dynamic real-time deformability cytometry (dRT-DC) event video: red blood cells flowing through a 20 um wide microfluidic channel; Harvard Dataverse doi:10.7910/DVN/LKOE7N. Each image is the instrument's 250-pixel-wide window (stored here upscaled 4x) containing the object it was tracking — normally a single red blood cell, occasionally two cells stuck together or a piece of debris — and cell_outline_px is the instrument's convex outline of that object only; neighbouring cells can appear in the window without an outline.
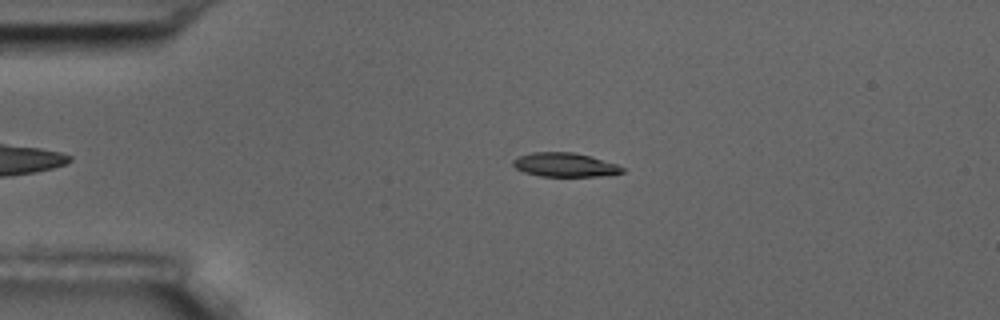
{"species": "common noctule bat (a hibernating species)", "species_latin": "Nyctalus noctula", "temperature_condition": "room temperature", "stored_images_in_passage": 4, "camera_frame_rate_fps": 3000, "um_per_image_px": 0.085, "animal": {"sex": "male", "body_mass_g": 17.5, "forearm_length_mm": 52.3}, "frame": {"image": 1, "passage_image": 3, "time_ms": 2.333, "image_size_px": [1000, 320], "cell_outline_px": [[624, 172], [600, 176], [540, 176], [524, 172], [516, 168], [512, 164], [512, 160], [520, 156], [532, 152], [572, 152], [588, 156], [616, 164], [624, 168]], "centroid_in_image_um": [47.98, 14.01], "position_along_channel_um": 37.0, "area_um2": 15.03}}